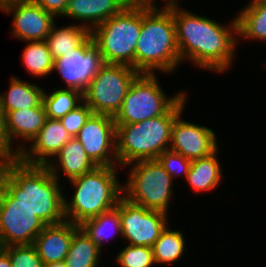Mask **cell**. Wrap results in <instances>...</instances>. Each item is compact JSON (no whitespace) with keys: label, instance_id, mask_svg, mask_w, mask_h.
<instances>
[{"label":"cell","instance_id":"7","mask_svg":"<svg viewBox=\"0 0 266 267\" xmlns=\"http://www.w3.org/2000/svg\"><path fill=\"white\" fill-rule=\"evenodd\" d=\"M131 166L129 178L124 184L123 197L148 209L168 213L173 196V178L165 171L158 159L140 160Z\"/></svg>","mask_w":266,"mask_h":267},{"label":"cell","instance_id":"31","mask_svg":"<svg viewBox=\"0 0 266 267\" xmlns=\"http://www.w3.org/2000/svg\"><path fill=\"white\" fill-rule=\"evenodd\" d=\"M3 248L8 252L12 267H43L33 244L10 245Z\"/></svg>","mask_w":266,"mask_h":267},{"label":"cell","instance_id":"40","mask_svg":"<svg viewBox=\"0 0 266 267\" xmlns=\"http://www.w3.org/2000/svg\"><path fill=\"white\" fill-rule=\"evenodd\" d=\"M12 1H15V0H0V8L6 4V3H9V2H12Z\"/></svg>","mask_w":266,"mask_h":267},{"label":"cell","instance_id":"34","mask_svg":"<svg viewBox=\"0 0 266 267\" xmlns=\"http://www.w3.org/2000/svg\"><path fill=\"white\" fill-rule=\"evenodd\" d=\"M16 158H18V154L16 153L15 149L10 147L5 137L3 115L0 109V164Z\"/></svg>","mask_w":266,"mask_h":267},{"label":"cell","instance_id":"22","mask_svg":"<svg viewBox=\"0 0 266 267\" xmlns=\"http://www.w3.org/2000/svg\"><path fill=\"white\" fill-rule=\"evenodd\" d=\"M217 151L210 156L191 160L189 173L186 176L190 188L196 192L214 190L221 183L222 168L217 158Z\"/></svg>","mask_w":266,"mask_h":267},{"label":"cell","instance_id":"9","mask_svg":"<svg viewBox=\"0 0 266 267\" xmlns=\"http://www.w3.org/2000/svg\"><path fill=\"white\" fill-rule=\"evenodd\" d=\"M140 73L127 65L104 64L88 84L83 101L93 113L114 117Z\"/></svg>","mask_w":266,"mask_h":267},{"label":"cell","instance_id":"1","mask_svg":"<svg viewBox=\"0 0 266 267\" xmlns=\"http://www.w3.org/2000/svg\"><path fill=\"white\" fill-rule=\"evenodd\" d=\"M171 12L181 61L190 59L194 66L218 73L231 67L238 43L236 17L224 26L184 8L171 7Z\"/></svg>","mask_w":266,"mask_h":267},{"label":"cell","instance_id":"14","mask_svg":"<svg viewBox=\"0 0 266 267\" xmlns=\"http://www.w3.org/2000/svg\"><path fill=\"white\" fill-rule=\"evenodd\" d=\"M0 10L13 14L11 34L25 42L45 41L55 23V16L32 0H15L4 4Z\"/></svg>","mask_w":266,"mask_h":267},{"label":"cell","instance_id":"11","mask_svg":"<svg viewBox=\"0 0 266 267\" xmlns=\"http://www.w3.org/2000/svg\"><path fill=\"white\" fill-rule=\"evenodd\" d=\"M119 216L122 237L129 245L152 247L168 225L167 213L134 204L123 196L119 199Z\"/></svg>","mask_w":266,"mask_h":267},{"label":"cell","instance_id":"15","mask_svg":"<svg viewBox=\"0 0 266 267\" xmlns=\"http://www.w3.org/2000/svg\"><path fill=\"white\" fill-rule=\"evenodd\" d=\"M182 112L175 118L169 149L187 159L195 160L218 151L214 131L206 126L184 121Z\"/></svg>","mask_w":266,"mask_h":267},{"label":"cell","instance_id":"39","mask_svg":"<svg viewBox=\"0 0 266 267\" xmlns=\"http://www.w3.org/2000/svg\"><path fill=\"white\" fill-rule=\"evenodd\" d=\"M171 7H181V6L178 5V0H169V8Z\"/></svg>","mask_w":266,"mask_h":267},{"label":"cell","instance_id":"25","mask_svg":"<svg viewBox=\"0 0 266 267\" xmlns=\"http://www.w3.org/2000/svg\"><path fill=\"white\" fill-rule=\"evenodd\" d=\"M101 249L80 227L72 237L64 262L67 267H98Z\"/></svg>","mask_w":266,"mask_h":267},{"label":"cell","instance_id":"5","mask_svg":"<svg viewBox=\"0 0 266 267\" xmlns=\"http://www.w3.org/2000/svg\"><path fill=\"white\" fill-rule=\"evenodd\" d=\"M116 172L117 167L97 166L91 172L70 180L75 191L70 201L64 197L65 219L80 226L114 209L123 196V186Z\"/></svg>","mask_w":266,"mask_h":267},{"label":"cell","instance_id":"23","mask_svg":"<svg viewBox=\"0 0 266 267\" xmlns=\"http://www.w3.org/2000/svg\"><path fill=\"white\" fill-rule=\"evenodd\" d=\"M90 35L91 31L80 23L59 29L54 23L45 41L51 56L56 59L79 47Z\"/></svg>","mask_w":266,"mask_h":267},{"label":"cell","instance_id":"19","mask_svg":"<svg viewBox=\"0 0 266 267\" xmlns=\"http://www.w3.org/2000/svg\"><path fill=\"white\" fill-rule=\"evenodd\" d=\"M47 119L43 102L35 108L6 112L3 115L5 137L12 148L13 139L18 138L27 142L38 135Z\"/></svg>","mask_w":266,"mask_h":267},{"label":"cell","instance_id":"37","mask_svg":"<svg viewBox=\"0 0 266 267\" xmlns=\"http://www.w3.org/2000/svg\"><path fill=\"white\" fill-rule=\"evenodd\" d=\"M0 267H12L8 252L3 247L0 250Z\"/></svg>","mask_w":266,"mask_h":267},{"label":"cell","instance_id":"13","mask_svg":"<svg viewBox=\"0 0 266 267\" xmlns=\"http://www.w3.org/2000/svg\"><path fill=\"white\" fill-rule=\"evenodd\" d=\"M75 138L96 166L118 165L114 117L92 113Z\"/></svg>","mask_w":266,"mask_h":267},{"label":"cell","instance_id":"24","mask_svg":"<svg viewBox=\"0 0 266 267\" xmlns=\"http://www.w3.org/2000/svg\"><path fill=\"white\" fill-rule=\"evenodd\" d=\"M251 1L236 15L237 36L266 41V2Z\"/></svg>","mask_w":266,"mask_h":267},{"label":"cell","instance_id":"8","mask_svg":"<svg viewBox=\"0 0 266 267\" xmlns=\"http://www.w3.org/2000/svg\"><path fill=\"white\" fill-rule=\"evenodd\" d=\"M155 74L140 73L131 83L115 124H133L164 115L184 94L167 97Z\"/></svg>","mask_w":266,"mask_h":267},{"label":"cell","instance_id":"17","mask_svg":"<svg viewBox=\"0 0 266 267\" xmlns=\"http://www.w3.org/2000/svg\"><path fill=\"white\" fill-rule=\"evenodd\" d=\"M79 225L65 220L59 224H49L34 239V247L42 264L63 262L70 249L73 234Z\"/></svg>","mask_w":266,"mask_h":267},{"label":"cell","instance_id":"6","mask_svg":"<svg viewBox=\"0 0 266 267\" xmlns=\"http://www.w3.org/2000/svg\"><path fill=\"white\" fill-rule=\"evenodd\" d=\"M142 26V7L127 5L92 31L104 64L127 65L134 69V54Z\"/></svg>","mask_w":266,"mask_h":267},{"label":"cell","instance_id":"32","mask_svg":"<svg viewBox=\"0 0 266 267\" xmlns=\"http://www.w3.org/2000/svg\"><path fill=\"white\" fill-rule=\"evenodd\" d=\"M157 159L172 178L185 175L184 177L186 180V176L189 173L191 166L190 159H187L170 149L162 152Z\"/></svg>","mask_w":266,"mask_h":267},{"label":"cell","instance_id":"12","mask_svg":"<svg viewBox=\"0 0 266 267\" xmlns=\"http://www.w3.org/2000/svg\"><path fill=\"white\" fill-rule=\"evenodd\" d=\"M103 65L99 48L90 35L79 47L54 59L53 71L61 75L67 89L84 93Z\"/></svg>","mask_w":266,"mask_h":267},{"label":"cell","instance_id":"35","mask_svg":"<svg viewBox=\"0 0 266 267\" xmlns=\"http://www.w3.org/2000/svg\"><path fill=\"white\" fill-rule=\"evenodd\" d=\"M41 6L46 12L53 14L55 17H61L66 10L68 0H32Z\"/></svg>","mask_w":266,"mask_h":267},{"label":"cell","instance_id":"3","mask_svg":"<svg viewBox=\"0 0 266 267\" xmlns=\"http://www.w3.org/2000/svg\"><path fill=\"white\" fill-rule=\"evenodd\" d=\"M181 59L171 8H143L142 26L134 54V69L139 73L175 72Z\"/></svg>","mask_w":266,"mask_h":267},{"label":"cell","instance_id":"20","mask_svg":"<svg viewBox=\"0 0 266 267\" xmlns=\"http://www.w3.org/2000/svg\"><path fill=\"white\" fill-rule=\"evenodd\" d=\"M56 160L50 161L46 166L52 175L58 180L59 171L63 172L68 180L87 174L97 166L87 156L82 144L72 137L56 154ZM59 162V164L57 163ZM57 164V165H56ZM61 167H60V166ZM60 167L59 169H57Z\"/></svg>","mask_w":266,"mask_h":267},{"label":"cell","instance_id":"10","mask_svg":"<svg viewBox=\"0 0 266 267\" xmlns=\"http://www.w3.org/2000/svg\"><path fill=\"white\" fill-rule=\"evenodd\" d=\"M46 224L31 210L17 203L0 184V242L2 247L33 244Z\"/></svg>","mask_w":266,"mask_h":267},{"label":"cell","instance_id":"28","mask_svg":"<svg viewBox=\"0 0 266 267\" xmlns=\"http://www.w3.org/2000/svg\"><path fill=\"white\" fill-rule=\"evenodd\" d=\"M83 102V93L75 89H57L50 94L43 92L47 118L60 120Z\"/></svg>","mask_w":266,"mask_h":267},{"label":"cell","instance_id":"16","mask_svg":"<svg viewBox=\"0 0 266 267\" xmlns=\"http://www.w3.org/2000/svg\"><path fill=\"white\" fill-rule=\"evenodd\" d=\"M71 138L60 120L47 118L32 145L20 144L15 151L23 163L47 165Z\"/></svg>","mask_w":266,"mask_h":267},{"label":"cell","instance_id":"18","mask_svg":"<svg viewBox=\"0 0 266 267\" xmlns=\"http://www.w3.org/2000/svg\"><path fill=\"white\" fill-rule=\"evenodd\" d=\"M127 5V0H68L65 13L61 17L81 21V26L92 31L120 13Z\"/></svg>","mask_w":266,"mask_h":267},{"label":"cell","instance_id":"21","mask_svg":"<svg viewBox=\"0 0 266 267\" xmlns=\"http://www.w3.org/2000/svg\"><path fill=\"white\" fill-rule=\"evenodd\" d=\"M8 92L0 94L2 115L6 112L38 107L43 102L44 89L34 83L11 76Z\"/></svg>","mask_w":266,"mask_h":267},{"label":"cell","instance_id":"27","mask_svg":"<svg viewBox=\"0 0 266 267\" xmlns=\"http://www.w3.org/2000/svg\"><path fill=\"white\" fill-rule=\"evenodd\" d=\"M179 230H171L168 226L161 232L159 238L152 245L155 265L176 262L185 252V240Z\"/></svg>","mask_w":266,"mask_h":267},{"label":"cell","instance_id":"38","mask_svg":"<svg viewBox=\"0 0 266 267\" xmlns=\"http://www.w3.org/2000/svg\"><path fill=\"white\" fill-rule=\"evenodd\" d=\"M43 267H67L65 262H55V263H49L46 265H43Z\"/></svg>","mask_w":266,"mask_h":267},{"label":"cell","instance_id":"30","mask_svg":"<svg viewBox=\"0 0 266 267\" xmlns=\"http://www.w3.org/2000/svg\"><path fill=\"white\" fill-rule=\"evenodd\" d=\"M119 267H153L152 247L127 244L116 256Z\"/></svg>","mask_w":266,"mask_h":267},{"label":"cell","instance_id":"36","mask_svg":"<svg viewBox=\"0 0 266 267\" xmlns=\"http://www.w3.org/2000/svg\"><path fill=\"white\" fill-rule=\"evenodd\" d=\"M129 6L143 7V8H157L155 0H127ZM163 8H169V0H165Z\"/></svg>","mask_w":266,"mask_h":267},{"label":"cell","instance_id":"4","mask_svg":"<svg viewBox=\"0 0 266 267\" xmlns=\"http://www.w3.org/2000/svg\"><path fill=\"white\" fill-rule=\"evenodd\" d=\"M186 97L184 94L164 115L133 124H116V155L120 168L140 160L157 159L169 150L173 122L184 111Z\"/></svg>","mask_w":266,"mask_h":267},{"label":"cell","instance_id":"26","mask_svg":"<svg viewBox=\"0 0 266 267\" xmlns=\"http://www.w3.org/2000/svg\"><path fill=\"white\" fill-rule=\"evenodd\" d=\"M80 227L86 232L91 240L97 244L100 249H102V246H104V241H107V239L111 236L113 237L115 235L113 233L117 232L119 235H122L119 216V201L114 209L85 221L82 225H80ZM108 229L111 231V233Z\"/></svg>","mask_w":266,"mask_h":267},{"label":"cell","instance_id":"2","mask_svg":"<svg viewBox=\"0 0 266 267\" xmlns=\"http://www.w3.org/2000/svg\"><path fill=\"white\" fill-rule=\"evenodd\" d=\"M0 184L46 225L64 222V192L46 165L19 158L0 164Z\"/></svg>","mask_w":266,"mask_h":267},{"label":"cell","instance_id":"33","mask_svg":"<svg viewBox=\"0 0 266 267\" xmlns=\"http://www.w3.org/2000/svg\"><path fill=\"white\" fill-rule=\"evenodd\" d=\"M92 110L83 101L74 110L67 113L60 119L64 128L70 134L71 137H76L79 130L85 125V122L92 114Z\"/></svg>","mask_w":266,"mask_h":267},{"label":"cell","instance_id":"29","mask_svg":"<svg viewBox=\"0 0 266 267\" xmlns=\"http://www.w3.org/2000/svg\"><path fill=\"white\" fill-rule=\"evenodd\" d=\"M23 49L22 62L34 77H44L53 72L54 59L46 41H29Z\"/></svg>","mask_w":266,"mask_h":267}]
</instances>
